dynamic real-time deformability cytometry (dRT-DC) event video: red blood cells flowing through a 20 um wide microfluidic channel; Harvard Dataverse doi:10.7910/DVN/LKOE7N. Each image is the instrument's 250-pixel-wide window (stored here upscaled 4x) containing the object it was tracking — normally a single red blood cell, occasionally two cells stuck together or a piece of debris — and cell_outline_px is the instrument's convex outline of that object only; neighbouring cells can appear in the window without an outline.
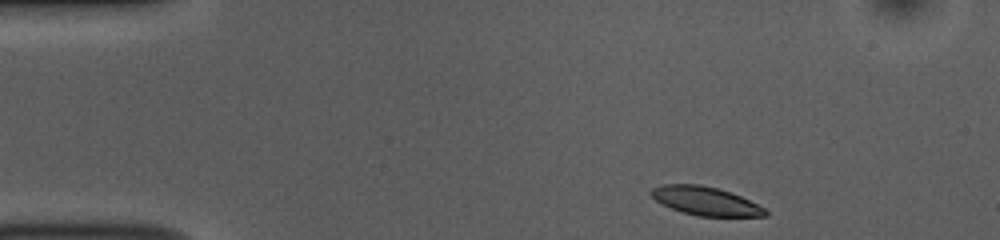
{"species": "common noctule bat (a hibernating species)", "species_latin": "Nyctalus noctula", "temperature_condition": "room temperature", "stored_images_in_passage": 46, "camera_frame_rate_fps": 3000, "um_per_image_px": 0.085, "animal": {"sex": "female", "body_mass_g": 10.0, "forearm_length_mm": 53.1}, "frame": {"image": 1, "passage_image": 1, "time_ms": 0.0, "image_size_px": [1000, 240], "cell_outline_px": [[768, 216], [696, 216], [672, 208], [656, 200], [648, 192], [652, 188], [660, 184], [700, 184], [720, 188], [732, 192], [768, 208]], "centroid_in_image_um": [60.02, 17.07], "position_along_channel_um": 25.0, "area_um2": 19.25}}
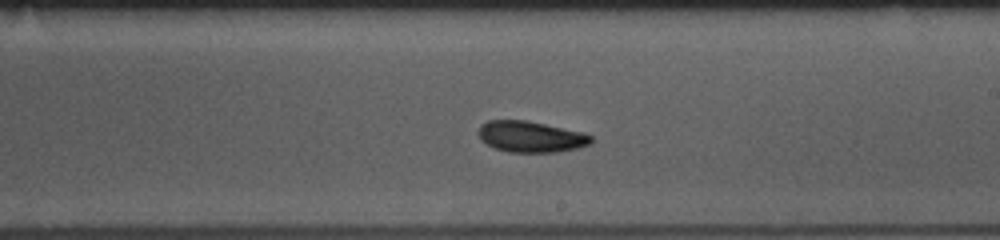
{"frame": {"image": 2, "passage_image": 24, "time_ms": 7.667, "image_size_px": [1000, 240], "cell_outline_px": [[592, 144], [576, 148], [556, 152], [508, 152], [496, 148], [480, 140], [476, 132], [480, 124], [488, 120], [524, 120], [584, 132], [592, 136]], "centroid_in_image_um": [45.09, 11.61], "position_along_channel_um": 243.9, "area_um2": 20.52}}
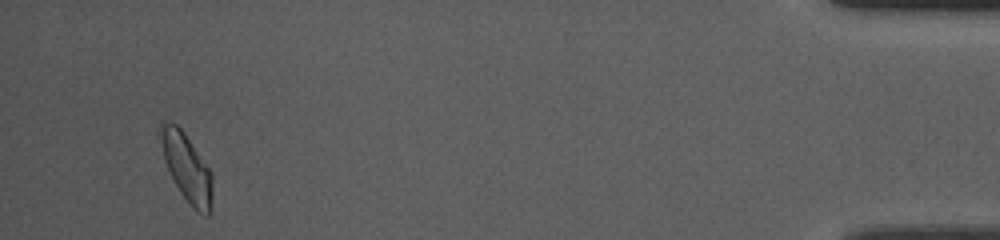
{"frame": {"image": 3, "passage_image": 44, "time_ms": 14.333, "image_size_px": [1000, 240], "cell_outline_px": [[212, 212], [208, 216], [204, 216], [196, 212], [192, 208], [180, 192], [172, 180], [164, 160], [160, 140], [160, 124], [176, 124], [184, 132], [212, 172]], "centroid_in_image_um": [15.91, 14.34], "position_along_channel_um": 419.3, "area_um2": 20.63}, "authors_computed_cell_mechanics": {"area_um2": 20.0855, "velocity_mm_per_s": 3.7343, "shape_relaxation_time_tau1_ms": 2.7511, "shape_relaxation_time_tau2_ms": 3.3541, "deformation_change_tau1": 0.0937, "deformation_change_tau2": 0.0892}}